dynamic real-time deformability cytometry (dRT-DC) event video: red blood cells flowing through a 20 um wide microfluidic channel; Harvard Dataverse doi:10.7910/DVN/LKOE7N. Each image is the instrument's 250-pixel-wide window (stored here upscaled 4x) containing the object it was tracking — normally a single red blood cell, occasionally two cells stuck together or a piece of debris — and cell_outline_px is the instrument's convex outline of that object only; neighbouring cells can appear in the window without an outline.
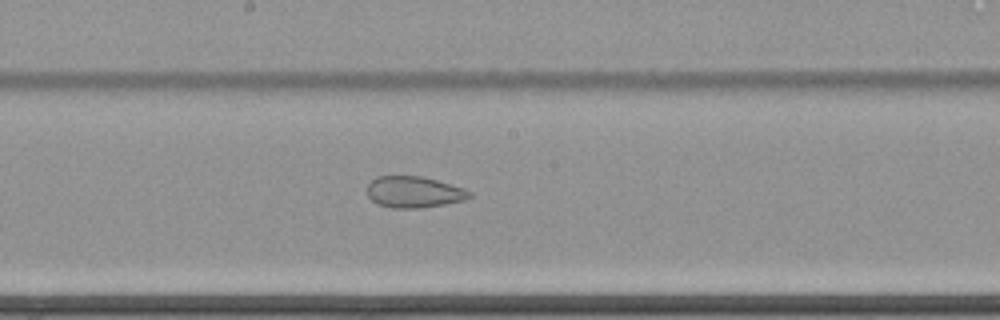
{"species": "common noctule bat (a hibernating species)", "species_latin": "Nyctalus noctula", "temperature_condition": "cold", "stored_images_in_passage": 42, "camera_frame_rate_fps": 3000, "um_per_image_px": 0.085, "animal": {"sex": "female", "body_mass_g": 22.7, "forearm_length_mm": 54.2}, "frame": {"image": 1, "passage_image": 22, "time_ms": 7.0, "image_size_px": [1000, 320], "cell_outline_px": [[472, 196], [464, 200], [444, 204], [420, 208], [388, 208], [376, 204], [368, 196], [368, 184], [376, 176], [420, 176], [436, 180], [464, 188], [472, 192]], "centroid_in_image_um": [35.17, 16.33], "position_along_channel_um": 213.0, "area_um2": 18.73}}
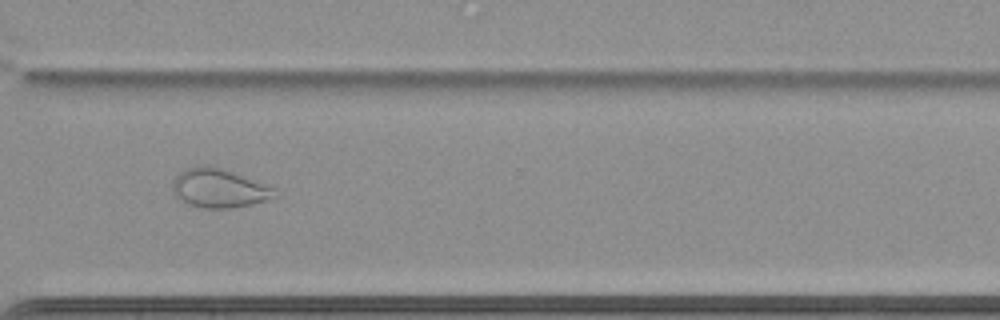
{"frame": {"image": 2, "passage_image": 34, "time_ms": 11.0, "image_size_px": [1000, 320], "cell_outline_px": [[280, 188], [268, 200], [252, 204], [232, 208], [204, 208], [192, 204], [176, 196], [172, 192], [172, 184], [176, 176], [184, 168], [200, 164], [212, 164]], "centroid_in_image_um": [18.66, 15.95], "position_along_channel_um": 351.9, "area_um2": 23.58}}
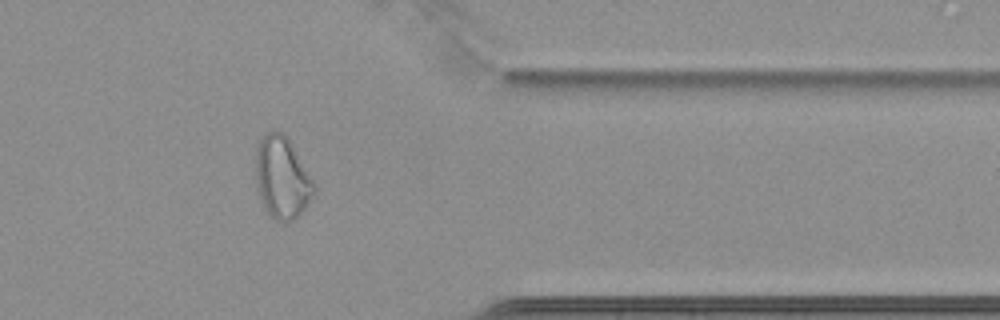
{"frame": {"image": 3, "passage_image": 38, "time_ms": 12.333, "image_size_px": [1000, 320], "cell_outline_px": [[316, 192], [304, 208], [292, 220], [284, 224], [268, 216], [256, 192], [256, 144], [272, 128], [280, 132], [292, 144], [316, 184]], "centroid_in_image_um": [23.96, 15.13], "position_along_channel_um": 387.4, "area_um2": 28.21}}